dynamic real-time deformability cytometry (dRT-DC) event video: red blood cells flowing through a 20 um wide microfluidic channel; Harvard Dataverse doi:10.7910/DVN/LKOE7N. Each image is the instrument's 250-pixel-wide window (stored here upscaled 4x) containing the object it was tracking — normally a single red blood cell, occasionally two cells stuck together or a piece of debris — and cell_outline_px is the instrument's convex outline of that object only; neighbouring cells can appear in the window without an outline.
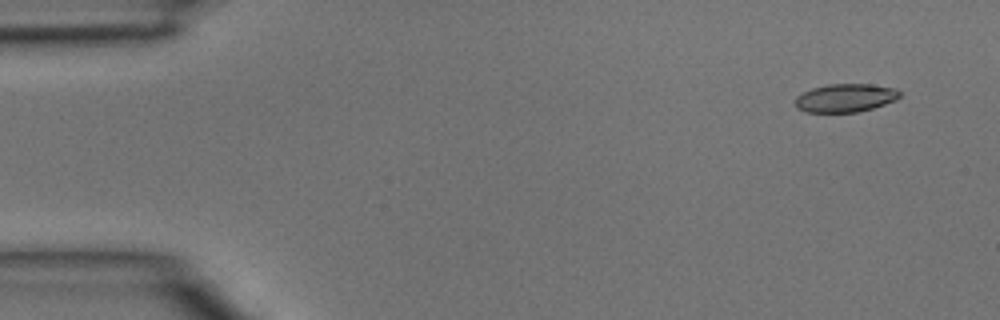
{"species": "common noctule bat (a hibernating species)", "species_latin": "Nyctalus noctula", "temperature_condition": "room temperature", "stored_images_in_passage": 4, "camera_frame_rate_fps": 3000, "um_per_image_px": 0.085, "animal": {"sex": "male", "body_mass_g": 15.6}, "frame": {"image": 1, "passage_image": 1, "time_ms": 0.0, "image_size_px": [1000, 320], "cell_outline_px": [[900, 96], [896, 100], [860, 112], [804, 112], [796, 108], [796, 96], [812, 88], [828, 84], [872, 84], [896, 88], [900, 92]], "centroid_in_image_um": [71.86, 8.32], "position_along_channel_um": 13.1, "area_um2": 17.28}}
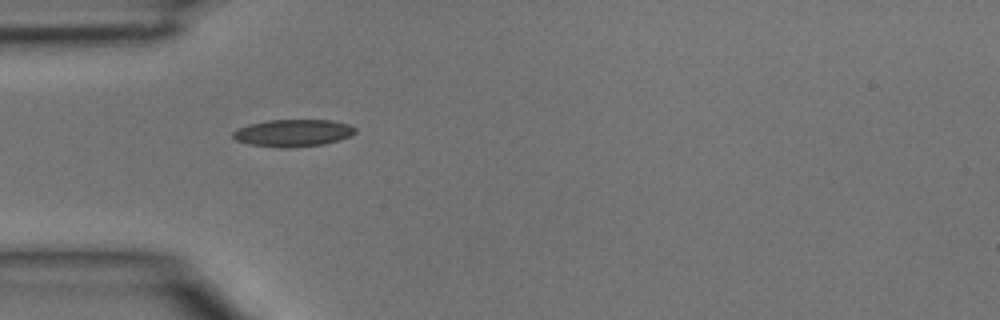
{"frame": {"image": 2, "passage_image": 3, "time_ms": 0.667, "image_size_px": [1000, 320], "cell_outline_px": [[356, 132], [340, 140], [324, 144], [288, 148], [280, 148], [248, 144], [236, 140], [232, 136], [232, 132], [236, 128], [248, 124], [268, 120], [332, 120], [348, 124], [356, 128]], "centroid_in_image_um": [24.87, 11.3], "position_along_channel_um": 60.1, "area_um2": 19.54}}